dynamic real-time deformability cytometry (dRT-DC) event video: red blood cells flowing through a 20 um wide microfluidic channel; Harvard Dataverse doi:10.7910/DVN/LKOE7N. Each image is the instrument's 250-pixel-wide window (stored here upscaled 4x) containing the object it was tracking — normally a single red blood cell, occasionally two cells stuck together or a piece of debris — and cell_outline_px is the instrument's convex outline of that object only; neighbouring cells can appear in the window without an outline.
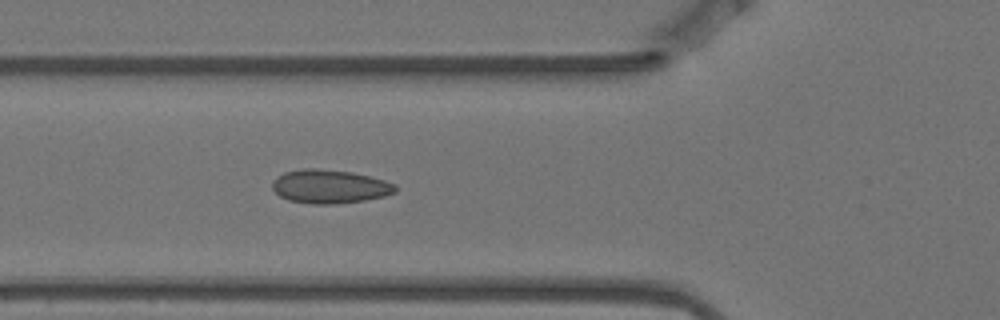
{"species": "Egyptian fruit bat (a non-hibernating species)", "species_latin": "Rousettus aegyptiacus", "temperature_condition": "warm", "stored_images_in_passage": 5, "camera_frame_rate_fps": 3000, "um_per_image_px": 0.085, "animal": {"sex": "female"}, "frame": {"image": 1, "passage_image": 5, "time_ms": 1.333, "image_size_px": [1000, 320], "cell_outline_px": [[396, 192], [384, 196], [364, 200], [332, 204], [312, 204], [288, 200], [280, 196], [272, 188], [272, 180], [276, 176], [284, 172], [300, 168], [316, 168], [352, 172], [384, 180], [396, 184]], "centroid_in_image_um": [27.99, 15.84], "position_along_channel_um": 97.8, "area_um2": 24.22}}